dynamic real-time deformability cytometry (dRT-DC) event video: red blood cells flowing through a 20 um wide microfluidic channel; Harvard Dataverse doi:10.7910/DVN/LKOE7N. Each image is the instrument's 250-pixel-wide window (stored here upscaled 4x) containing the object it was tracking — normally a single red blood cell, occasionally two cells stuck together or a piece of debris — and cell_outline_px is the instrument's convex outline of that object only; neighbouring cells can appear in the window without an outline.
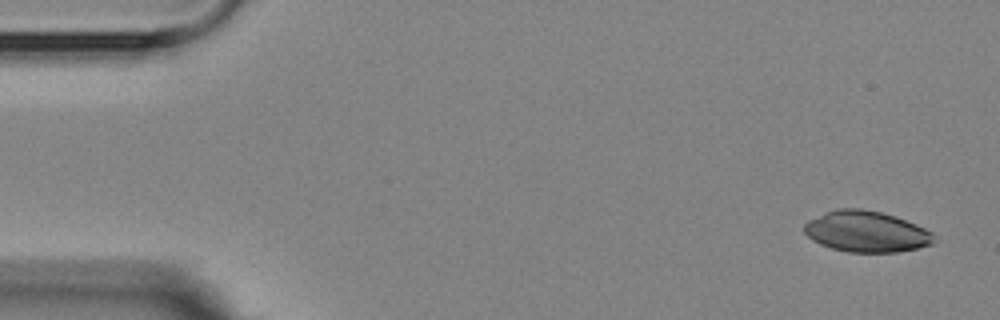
{"species": "Egyptian fruit bat (a non-hibernating species)", "species_latin": "Rousettus aegyptiacus", "temperature_condition": "room temperature", "stored_images_in_passage": 5, "camera_frame_rate_fps": 3000, "um_per_image_px": 0.085, "animal": {"sex": "female"}, "frame": {"image": 1, "passage_image": 1, "time_ms": 0.0, "image_size_px": [1000, 320], "cell_outline_px": [[940, 240], [936, 244], [896, 252], [848, 252], [832, 248], [820, 244], [812, 240], [804, 232], [804, 224], [808, 220], [824, 212], [836, 208], [860, 208], [880, 212], [896, 216], [916, 224], [932, 232]], "centroid_in_image_um": [73.68, 19.68], "position_along_channel_um": 11.3, "area_um2": 31.39}}
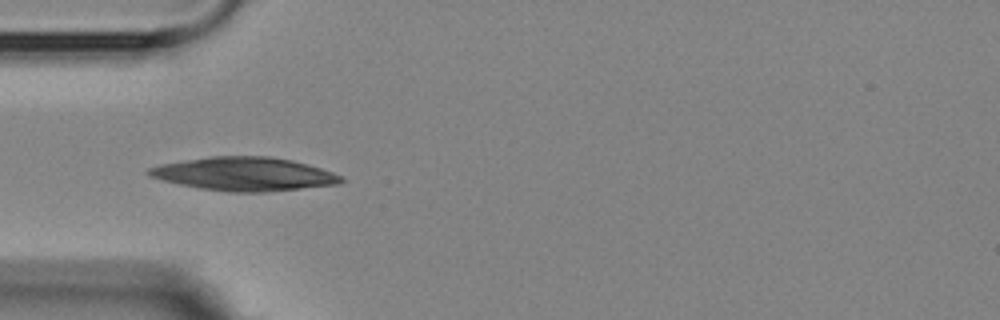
{"frame": {"image": 2, "passage_image": 5, "time_ms": 4.667, "image_size_px": [1000, 320], "cell_outline_px": [[344, 180], [340, 184], [264, 192], [228, 192], [200, 188], [180, 184], [148, 176], [144, 172], [148, 168], [160, 164], [184, 160], [212, 156], [268, 156], [292, 160], [308, 164], [332, 172], [340, 176]], "centroid_in_image_um": [20.74, 14.79], "position_along_channel_um": 64.3, "area_um2": 37.45}}